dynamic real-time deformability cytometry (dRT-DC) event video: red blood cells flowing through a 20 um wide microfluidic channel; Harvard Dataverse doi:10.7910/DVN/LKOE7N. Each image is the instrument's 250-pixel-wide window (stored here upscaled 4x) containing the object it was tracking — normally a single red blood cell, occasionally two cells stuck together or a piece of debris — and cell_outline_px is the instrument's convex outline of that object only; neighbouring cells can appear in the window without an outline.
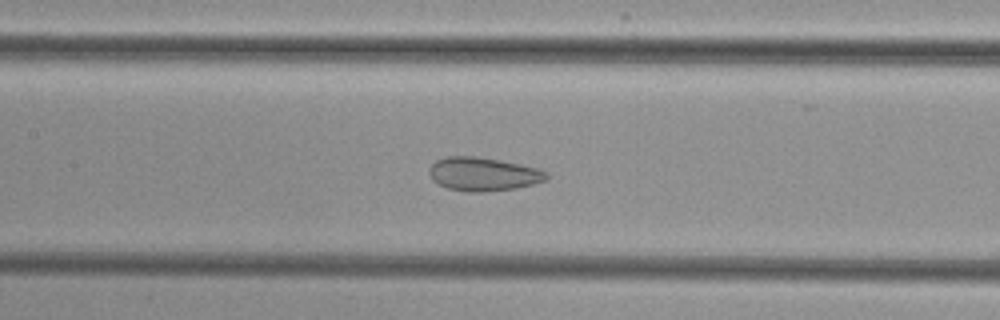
{"species": "common noctule bat (a hibernating species)", "species_latin": "Nyctalus noctula", "temperature_condition": "cold", "stored_images_in_passage": 46, "camera_frame_rate_fps": 3000, "um_per_image_px": 0.085, "animal": {"sex": "female", "body_mass_g": 29.2, "forearm_length_mm": 56.3}, "frame": {"image": 1, "passage_image": 24, "time_ms": 7.667, "image_size_px": [1000, 320], "cell_outline_px": [[548, 180], [516, 188], [484, 192], [468, 192], [448, 188], [432, 180], [428, 172], [428, 168], [436, 160], [448, 156], [476, 156], [500, 160], [520, 164], [536, 168], [548, 172]], "centroid_in_image_um": [41.07, 14.79], "position_along_channel_um": 166.3, "area_um2": 23.0}}
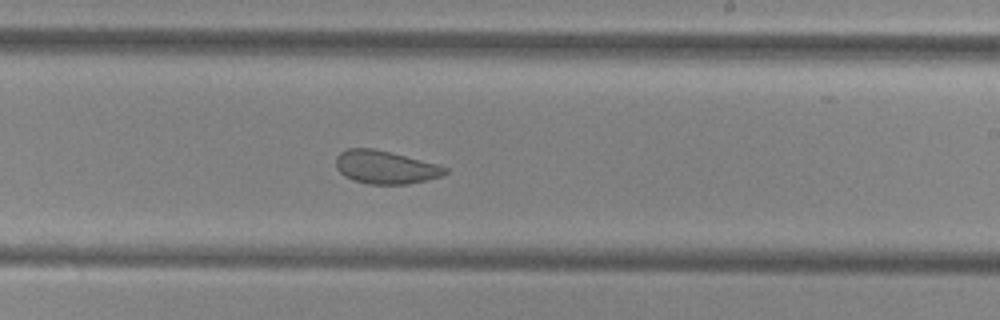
{"frame": {"image": 2, "passage_image": 31, "time_ms": 10.0, "image_size_px": [1000, 320], "cell_outline_px": [[448, 172], [444, 176], [428, 180], [408, 184], [368, 184], [352, 180], [344, 176], [336, 168], [336, 156], [340, 152], [348, 148], [372, 148], [436, 164], [448, 168]], "centroid_in_image_um": [32.74, 14.23], "position_along_channel_um": 256.3, "area_um2": 21.04}}
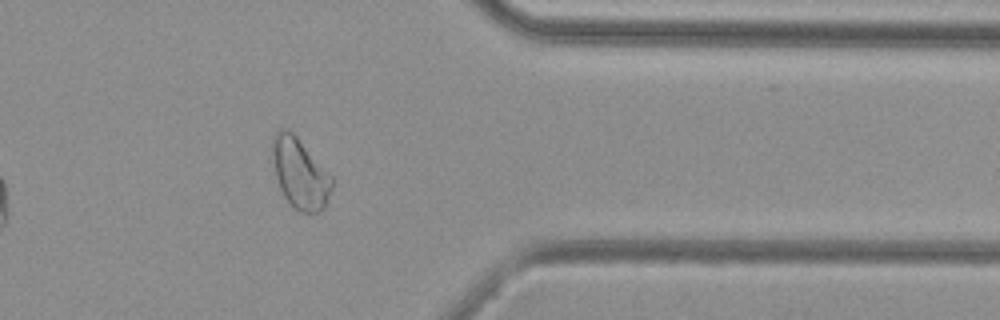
{"frame": {"image": 3, "passage_image": 42, "time_ms": 13.667, "image_size_px": [1000, 320], "cell_outline_px": [[332, 188], [324, 208], [320, 212], [300, 212], [284, 196], [280, 188], [276, 176], [272, 152], [272, 140], [276, 132], [280, 128], [288, 128], [296, 136], [332, 176]], "centroid_in_image_um": [25.5, 14.72], "position_along_channel_um": 385.9, "area_um2": 23.99}}